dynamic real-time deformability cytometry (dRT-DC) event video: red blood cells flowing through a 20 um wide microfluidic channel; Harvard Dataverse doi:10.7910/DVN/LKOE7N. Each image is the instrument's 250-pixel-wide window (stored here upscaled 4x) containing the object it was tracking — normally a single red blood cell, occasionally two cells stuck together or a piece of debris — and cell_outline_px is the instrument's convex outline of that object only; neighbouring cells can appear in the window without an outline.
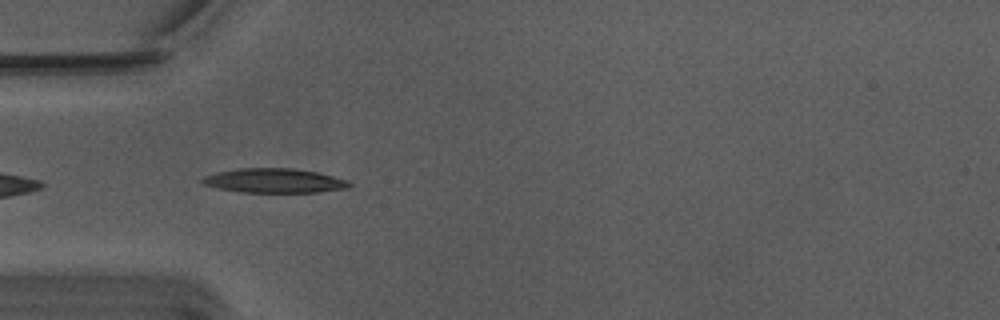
{"species": "Egyptian fruit bat (a non-hibernating species)", "species_latin": "Rousettus aegyptiacus", "temperature_condition": "warm", "stored_images_in_passage": 4, "camera_frame_rate_fps": 3000, "um_per_image_px": 0.085, "animal": {"sex": "male"}, "frame": {"image": 1, "passage_image": 2, "time_ms": 0.333, "image_size_px": [1000, 320], "cell_outline_px": [[352, 184], [348, 188], [320, 192], [244, 192], [216, 188], [204, 184], [200, 180], [204, 176], [216, 172], [236, 168], [292, 168], [316, 172], [348, 180]], "centroid_in_image_um": [23.3, 15.35], "position_along_channel_um": 61.7, "area_um2": 20.87}}